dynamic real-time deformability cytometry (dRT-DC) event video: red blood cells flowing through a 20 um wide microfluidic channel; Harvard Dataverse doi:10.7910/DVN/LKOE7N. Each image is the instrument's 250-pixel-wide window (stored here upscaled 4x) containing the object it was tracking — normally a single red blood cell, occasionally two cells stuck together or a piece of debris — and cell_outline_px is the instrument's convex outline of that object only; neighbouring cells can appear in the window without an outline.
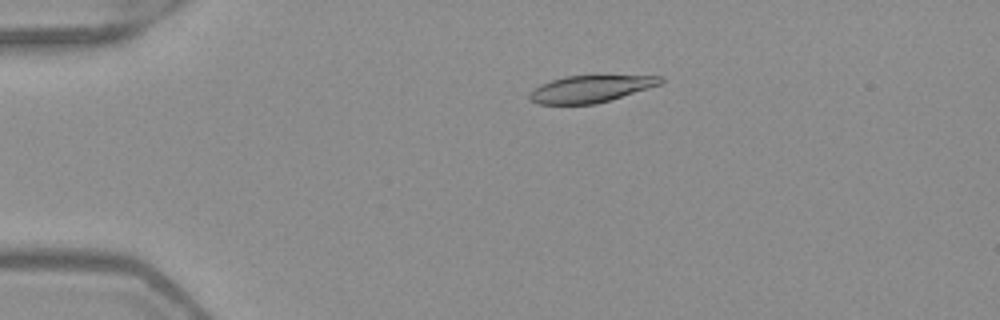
{"species": "Egyptian fruit bat (a non-hibernating species)", "species_latin": "Rousettus aegyptiacus", "temperature_condition": "warm", "stored_images_in_passage": 52, "camera_frame_rate_fps": 3000, "um_per_image_px": 0.085, "frame": {"image": 1, "passage_image": 12, "time_ms": 3.667, "image_size_px": [1000, 320], "cell_outline_px": [[664, 80], [660, 84], [596, 104], [540, 104], [532, 100], [528, 96], [540, 84], [564, 76], [596, 72], [660, 76]], "centroid_in_image_um": [50.26, 7.48], "position_along_channel_um": 34.7, "area_um2": 21.39}}
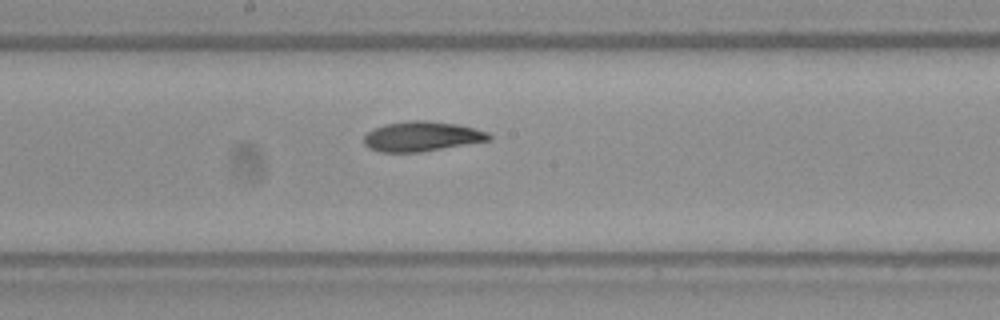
{"frame": {"image": 2, "passage_image": 29, "time_ms": 9.333, "image_size_px": [1000, 320], "cell_outline_px": [[492, 140], [420, 152], [380, 152], [368, 148], [364, 144], [364, 136], [368, 132], [384, 124], [408, 120], [428, 120], [460, 124], [488, 132], [492, 136]], "centroid_in_image_um": [35.87, 11.59], "position_along_channel_um": 212.3, "area_um2": 21.96}}
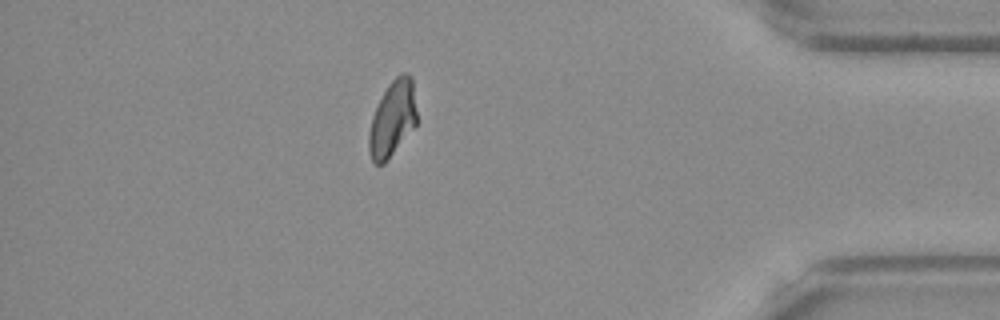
{"frame": {"image": 3, "passage_image": 46, "time_ms": 15.0, "image_size_px": [1000, 320], "cell_outline_px": [[416, 124], [384, 164], [376, 164], [372, 160], [368, 148], [368, 136], [372, 116], [388, 84], [400, 72], [408, 72], [412, 76], [416, 112]], "centroid_in_image_um": [33.36, 10.06], "position_along_channel_um": 401.8, "area_um2": 20.92}, "authors_computed_cell_mechanics": {"area_um2": 21.8195, "velocity_mm_per_s": 3.9928, "shape_relaxation_time_tau1_ms": 4.3188, "shape_relaxation_time_tau2_ms": 2.419, "deformation_change_tau1": 0.1707, "deformation_change_tau2": 0.0878}}